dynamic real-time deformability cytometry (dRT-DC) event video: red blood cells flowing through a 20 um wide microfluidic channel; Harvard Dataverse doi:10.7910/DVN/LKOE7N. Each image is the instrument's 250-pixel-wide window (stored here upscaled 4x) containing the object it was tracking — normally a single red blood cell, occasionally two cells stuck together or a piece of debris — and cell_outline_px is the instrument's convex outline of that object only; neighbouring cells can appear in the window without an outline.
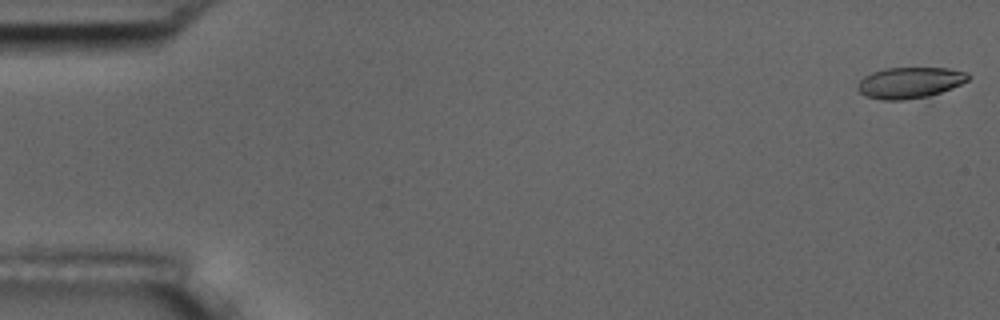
{"species": "common noctule bat (a hibernating species)", "species_latin": "Nyctalus noctula", "temperature_condition": "room temperature", "stored_images_in_passage": 3, "camera_frame_rate_fps": 3000, "um_per_image_px": 0.085, "animal": {"sex": "male", "body_mass_g": 17.5, "forearm_length_mm": 52.3}, "frame": {"image": 1, "passage_image": 1, "time_ms": 0.0, "image_size_px": [1000, 320], "cell_outline_px": [[972, 76], [968, 80], [952, 88], [928, 96], [904, 100], [884, 100], [868, 96], [860, 92], [856, 88], [856, 84], [864, 76], [872, 72], [884, 68], [948, 68], [968, 72]], "centroid_in_image_um": [77.34, 7.01], "position_along_channel_um": 7.7, "area_um2": 20.06}}